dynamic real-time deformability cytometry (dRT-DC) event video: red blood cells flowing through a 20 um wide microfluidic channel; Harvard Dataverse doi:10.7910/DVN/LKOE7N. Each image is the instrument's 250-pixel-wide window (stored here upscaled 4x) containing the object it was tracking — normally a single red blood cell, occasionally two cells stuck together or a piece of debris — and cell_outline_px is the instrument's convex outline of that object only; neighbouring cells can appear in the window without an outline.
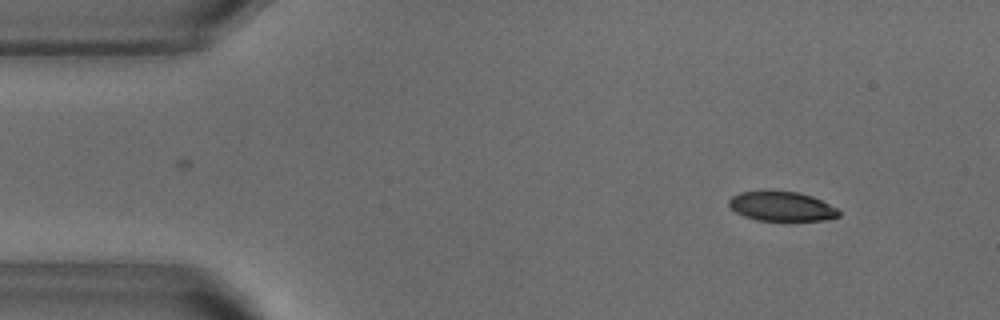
{"species": "common noctule bat (a hibernating species)", "species_latin": "Nyctalus noctula", "temperature_condition": "warm", "stored_images_in_passage": 49, "camera_frame_rate_fps": 3000, "um_per_image_px": 0.085, "animal": {"sex": "male", "body_mass_g": 18.8}, "frame": {"image": 1, "passage_image": 5, "time_ms": 1.333, "image_size_px": [1000, 320], "cell_outline_px": [[840, 216], [824, 220], [756, 220], [744, 216], [736, 212], [728, 204], [728, 200], [732, 196], [740, 192], [764, 188], [796, 192], [812, 196], [836, 208], [840, 212]], "centroid_in_image_um": [66.38, 17.5], "position_along_channel_um": 18.6, "area_um2": 19.25}}
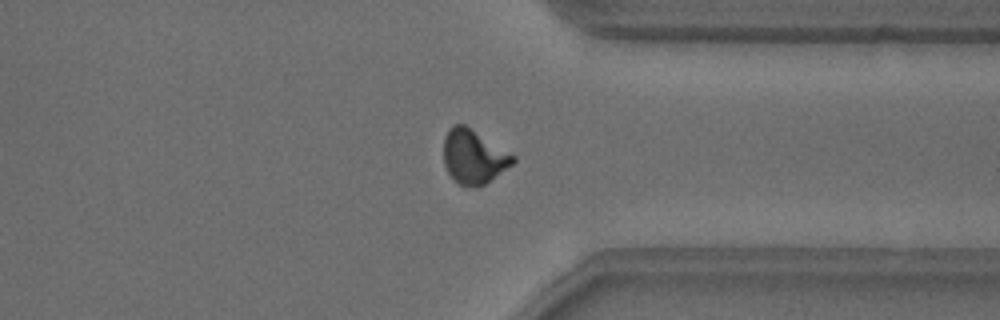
{"frame": {"image": 2, "passage_image": 39, "time_ms": 12.667, "image_size_px": [1000, 320], "cell_outline_px": [[516, 160], [512, 164], [484, 184], [476, 188], [460, 184], [448, 172], [444, 164], [444, 136], [448, 128], [452, 124], [464, 124], [516, 156]], "centroid_in_image_um": [40.24, 13.29], "position_along_channel_um": 371.2, "area_um2": 21.62}}
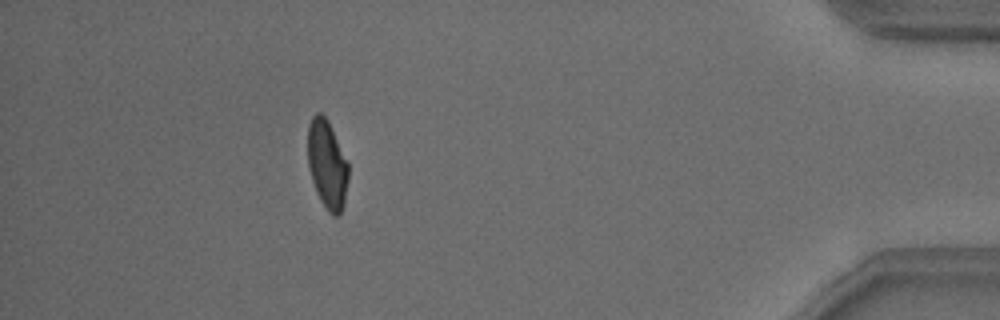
{"frame": {"image": 3, "passage_image": 46, "time_ms": 15.0, "image_size_px": [1000, 320], "cell_outline_px": [[348, 180], [344, 204], [340, 212], [336, 216], [332, 216], [328, 212], [320, 200], [316, 192], [308, 168], [308, 124], [312, 116], [316, 112], [320, 112], [328, 120], [348, 164]], "centroid_in_image_um": [27.79, 13.98], "position_along_channel_um": 407.4, "area_um2": 20.92}, "authors_computed_cell_mechanics": {"area_um2": 21.4438, "velocity_mm_per_s": 3.8406, "shape_relaxation_time_tau1_ms": 4.996, "shape_relaxation_time_tau2_ms": 1.1394, "deformation_change_tau1": 0.1613, "deformation_change_tau2": 0.0565}}